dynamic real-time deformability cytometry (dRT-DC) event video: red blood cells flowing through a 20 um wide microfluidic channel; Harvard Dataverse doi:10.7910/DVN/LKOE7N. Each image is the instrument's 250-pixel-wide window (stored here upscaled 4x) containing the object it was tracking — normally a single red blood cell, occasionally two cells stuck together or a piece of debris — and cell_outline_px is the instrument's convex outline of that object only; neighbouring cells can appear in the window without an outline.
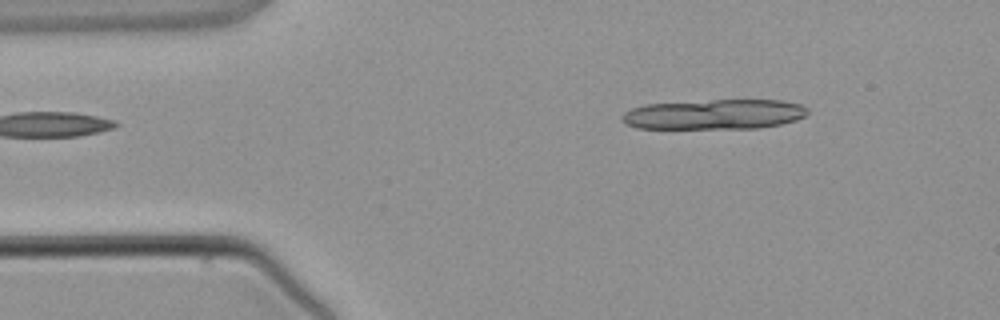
{"species": "common noctule bat (a hibernating species)", "species_latin": "Nyctalus noctula", "temperature_condition": "warm", "stored_images_in_passage": 3, "camera_frame_rate_fps": 3000, "um_per_image_px": 0.085, "animal": {"sex": "male", "body_mass_g": 21.5, "forearm_length_mm": 52.0}, "frame": {"image": 1, "passage_image": 2, "time_ms": 1.0, "image_size_px": [1000, 320], "cell_outline_px": [[808, 112], [804, 116], [796, 120], [780, 124], [760, 128], [636, 128], [620, 120], [620, 116], [624, 112], [632, 108], [644, 104], [712, 100], [780, 100], [804, 104], [808, 108]], "centroid_in_image_um": [60.73, 9.71], "position_along_channel_um": 24.3, "area_um2": 32.6}}